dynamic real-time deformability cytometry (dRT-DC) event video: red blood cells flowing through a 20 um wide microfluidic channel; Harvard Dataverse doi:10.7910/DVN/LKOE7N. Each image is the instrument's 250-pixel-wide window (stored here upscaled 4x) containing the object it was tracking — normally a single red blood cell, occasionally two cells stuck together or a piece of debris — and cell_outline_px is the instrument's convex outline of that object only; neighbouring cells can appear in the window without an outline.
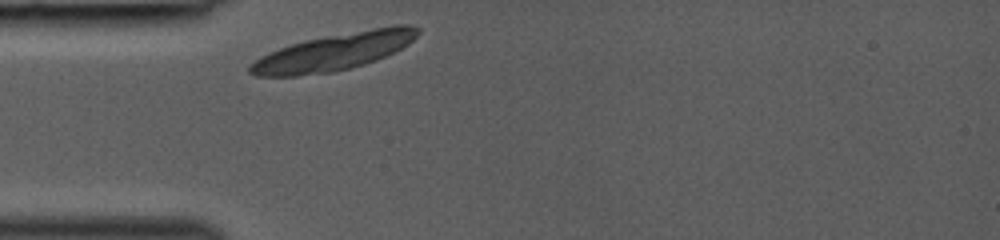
{"species": "common noctule bat (a hibernating species)", "species_latin": "Nyctalus noctula", "temperature_condition": "room temperature", "stored_images_in_passage": 26, "camera_frame_rate_fps": 3000, "um_per_image_px": 0.085, "animal": {"sex": "female", "body_mass_g": 19.0, "forearm_length_mm": 53.3}, "frame": {"image": 1, "passage_image": 1, "time_ms": 0.0, "image_size_px": [1000, 240], "cell_outline_px": [[420, 32], [408, 44], [376, 60], [364, 64], [332, 72], [296, 76], [256, 76], [248, 72], [248, 68], [256, 60], [280, 48], [304, 40], [372, 28], [396, 24], [412, 24], [420, 28]], "centroid_in_image_um": [28.44, 4.39], "position_along_channel_um": 56.6, "area_um2": 35.72}}
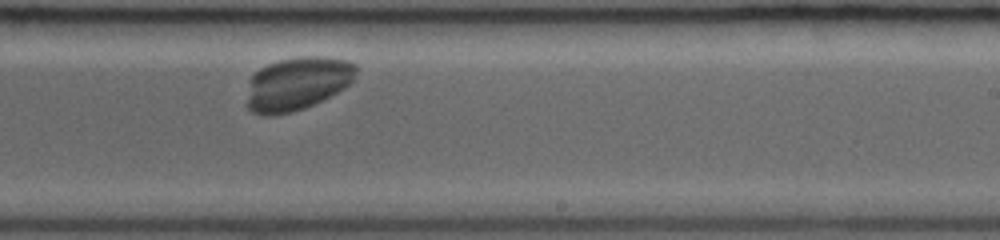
{"frame": {"image": 2, "passage_image": 16, "time_ms": 5.0, "image_size_px": [1000, 240], "cell_outline_px": [[356, 72], [352, 80], [344, 88], [304, 108], [292, 112], [272, 116], [264, 116], [252, 112], [248, 108], [248, 80], [260, 68], [268, 64], [280, 60], [300, 56], [324, 56], [348, 60], [356, 64]], "centroid_in_image_um": [25.25, 7.1], "position_along_channel_um": 263.8, "area_um2": 33.81}}